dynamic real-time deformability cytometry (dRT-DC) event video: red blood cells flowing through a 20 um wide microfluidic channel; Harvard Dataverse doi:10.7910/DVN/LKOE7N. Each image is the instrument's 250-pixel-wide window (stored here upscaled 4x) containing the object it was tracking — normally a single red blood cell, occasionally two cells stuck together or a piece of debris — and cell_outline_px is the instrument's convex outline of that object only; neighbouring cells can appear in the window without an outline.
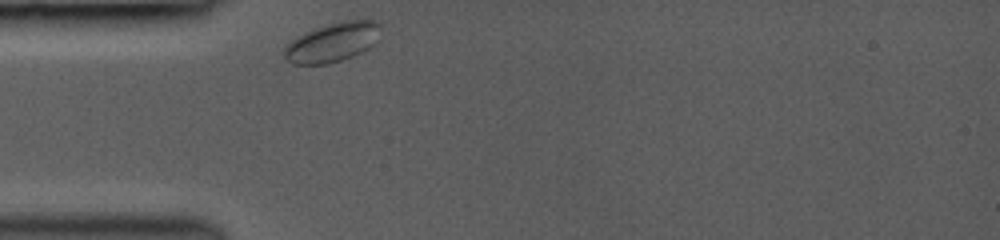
{"species": "common noctule bat (a hibernating species)", "species_latin": "Nyctalus noctula", "temperature_condition": "room temperature", "stored_images_in_passage": 4, "camera_frame_rate_fps": 3000, "um_per_image_px": 0.085, "animal": {"sex": "female", "body_mass_g": 19.0, "forearm_length_mm": 53.3}, "frame": {"image": 1, "passage_image": 1, "time_ms": 0.0, "image_size_px": [1000, 240], "cell_outline_px": [[380, 28], [376, 40], [368, 48], [352, 56], [328, 64], [292, 64], [284, 56], [284, 48], [296, 36], [304, 32], [328, 24], [344, 20], [372, 20], [380, 24]], "centroid_in_image_um": [28.23, 3.59], "position_along_channel_um": 56.8, "area_um2": 21.73}}
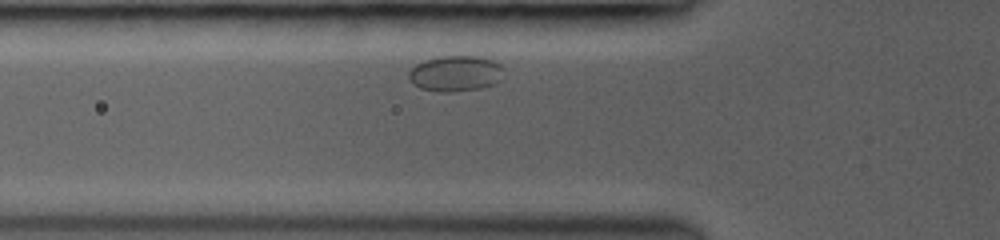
{"frame": {"image": 2, "passage_image": 3, "time_ms": 1.0, "image_size_px": [1000, 240], "cell_outline_px": [[504, 80], [496, 84], [480, 88], [452, 92], [440, 92], [420, 88], [408, 80], [408, 72], [416, 64], [424, 60], [440, 56], [480, 56], [492, 60], [500, 64], [504, 68]], "centroid_in_image_um": [38.76, 6.25], "position_along_channel_um": 87.0, "area_um2": 20.23}}